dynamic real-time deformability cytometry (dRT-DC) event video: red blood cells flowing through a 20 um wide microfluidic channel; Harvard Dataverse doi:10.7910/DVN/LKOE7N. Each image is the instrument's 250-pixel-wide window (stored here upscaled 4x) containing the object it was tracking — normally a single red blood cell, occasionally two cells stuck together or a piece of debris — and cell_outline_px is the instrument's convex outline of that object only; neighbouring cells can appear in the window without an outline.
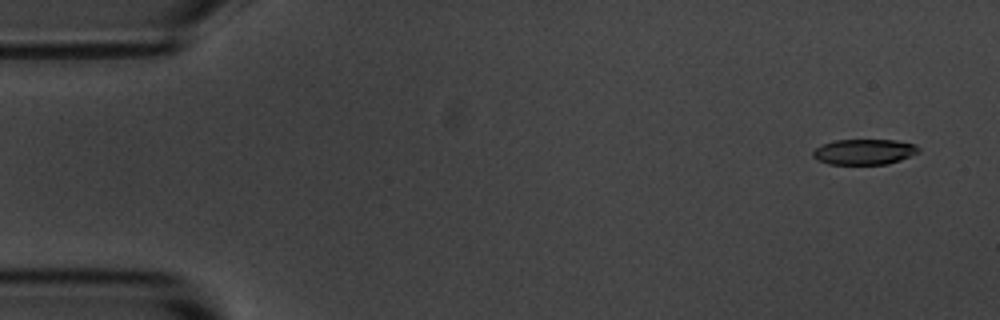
{"species": "common noctule bat (a hibernating species)", "species_latin": "Nyctalus noctula", "temperature_condition": "room temperature", "stored_images_in_passage": 4, "camera_frame_rate_fps": 3000, "um_per_image_px": 0.085, "animal": {"sex": "male", "body_mass_g": 20.1, "forearm_length_mm": 53.5}, "frame": {"image": 1, "passage_image": 1, "time_ms": 0.0, "image_size_px": [1000, 320], "cell_outline_px": [[920, 152], [900, 160], [888, 164], [828, 164], [816, 160], [812, 156], [812, 152], [820, 144], [836, 140], [896, 140], [916, 144], [920, 148]], "centroid_in_image_um": [73.45, 12.9], "position_along_channel_um": 11.5, "area_um2": 15.9}}
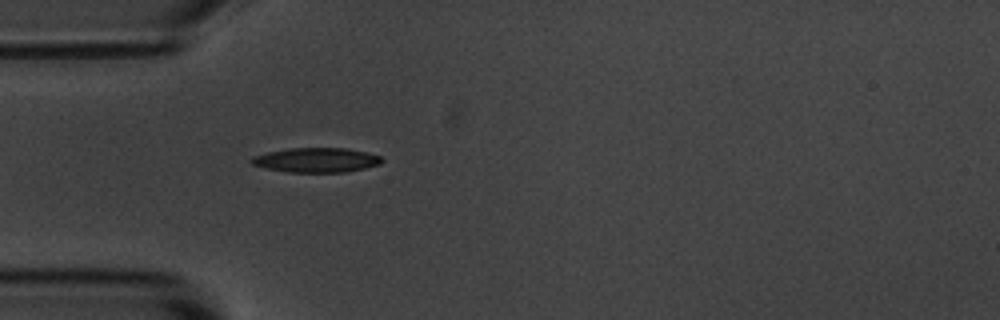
{"frame": {"image": 2, "passage_image": 4, "time_ms": 4.333, "image_size_px": [1000, 320], "cell_outline_px": [[384, 160], [380, 164], [364, 168], [344, 172], [288, 172], [268, 168], [252, 164], [248, 160], [252, 156], [268, 152], [288, 148], [344, 148], [364, 152], [380, 156]], "centroid_in_image_um": [26.86, 13.6], "position_along_channel_um": 58.1, "area_um2": 18.5}}